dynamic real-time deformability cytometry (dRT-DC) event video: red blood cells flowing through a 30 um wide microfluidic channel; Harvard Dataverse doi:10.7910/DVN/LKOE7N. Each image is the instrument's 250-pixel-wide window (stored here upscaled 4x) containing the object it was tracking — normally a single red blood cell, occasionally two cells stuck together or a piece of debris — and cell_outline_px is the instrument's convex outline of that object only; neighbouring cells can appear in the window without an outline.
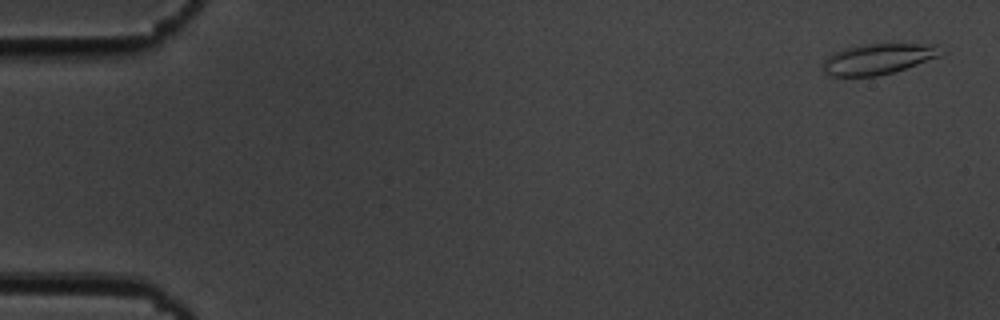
{"species": "common noctule bat (a hibernating species)", "species_latin": "Nyctalus noctula", "temperature_condition": "cold", "stored_images_in_passage": 55, "camera_frame_rate_fps": 3000, "um_per_image_px": 0.085, "animal": {"sex": "male", "body_mass_g": 19.5, "forearm_length_mm": 54.6}, "frame": {"image": 1, "passage_image": 2, "time_ms": 0.333, "image_size_px": [1000, 320], "cell_outline_px": [[944, 52], [940, 56], [892, 72], [876, 76], [828, 76], [824, 72], [824, 60], [828, 56], [844, 48], [868, 44], [936, 44]], "centroid_in_image_um": [74.64, 5.01], "position_along_channel_um": 10.4, "area_um2": 20.75}}
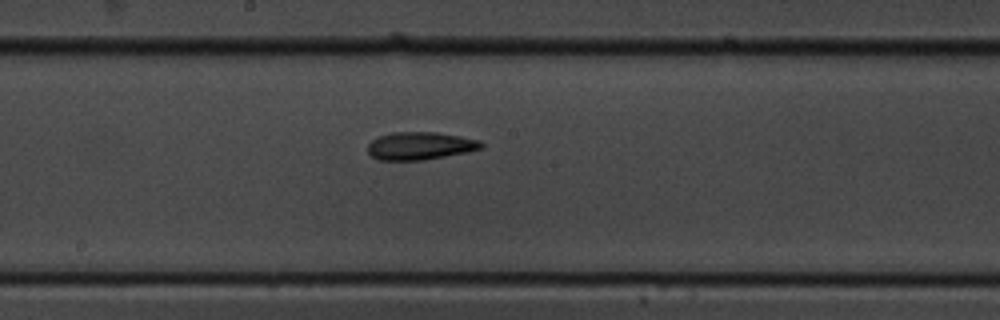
{"frame": {"image": 2, "passage_image": 30, "time_ms": 9.667, "image_size_px": [1000, 320], "cell_outline_px": [[484, 148], [468, 152], [424, 160], [380, 160], [372, 156], [368, 152], [368, 144], [376, 136], [392, 132], [436, 132], [460, 136], [480, 140], [484, 144]], "centroid_in_image_um": [35.72, 12.39], "position_along_channel_um": 212.5, "area_um2": 18.55}}
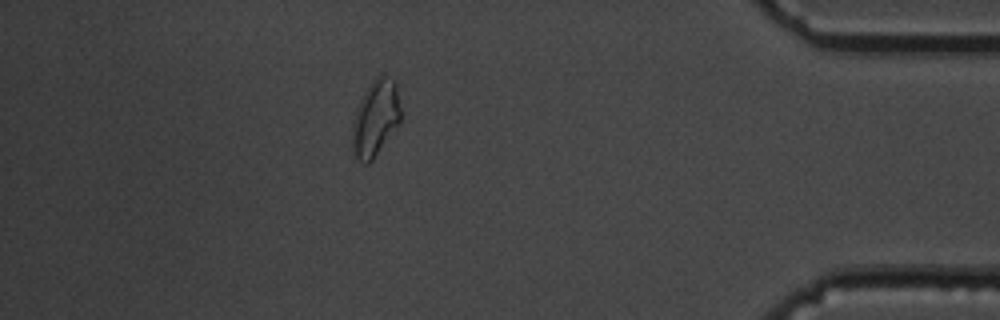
{"frame": {"image": 3, "passage_image": 49, "time_ms": 16.0, "image_size_px": [1000, 320], "cell_outline_px": [[400, 120], [372, 160], [368, 164], [364, 164], [352, 152], [352, 124], [356, 108], [368, 84], [380, 72], [384, 72], [396, 80], [400, 108]], "centroid_in_image_um": [31.9, 9.96], "position_along_channel_um": 403.3, "area_um2": 21.62}, "authors_computed_cell_mechanics": {"area_um2": 19.0162, "velocity_mm_per_s": 3.6341, "shape_relaxation_time_tau1_ms": 5.1479, "shape_relaxation_time_tau2_ms": 2.5071, "deformation_change_tau1": 0.1296, "deformation_change_tau2": 0.0882}}